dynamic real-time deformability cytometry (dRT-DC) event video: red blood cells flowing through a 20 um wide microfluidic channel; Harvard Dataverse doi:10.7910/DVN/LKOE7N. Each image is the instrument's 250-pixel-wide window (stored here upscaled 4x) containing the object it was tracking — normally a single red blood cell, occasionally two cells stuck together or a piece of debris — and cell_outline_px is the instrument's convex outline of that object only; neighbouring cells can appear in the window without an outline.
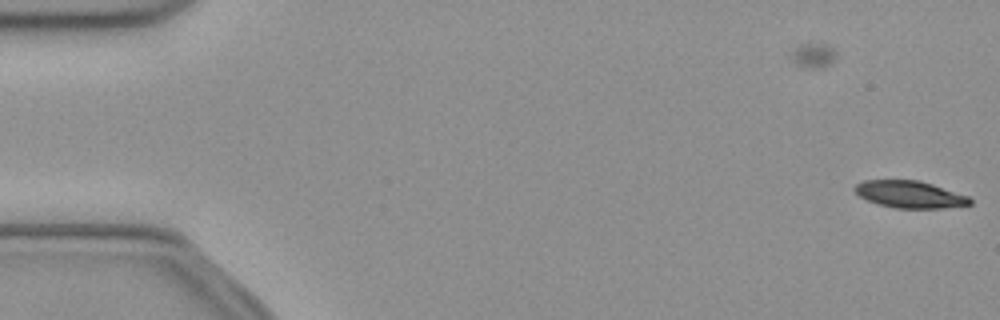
{"species": "common noctule bat (a hibernating species)", "species_latin": "Nyctalus noctula", "temperature_condition": "cold", "stored_images_in_passage": 6, "camera_frame_rate_fps": 3000, "um_per_image_px": 0.085, "animal": {"sex": "female", "body_mass_g": 21.9}, "frame": {"image": 1, "passage_image": 6, "time_ms": 1.667, "image_size_px": [1000, 320], "cell_outline_px": [[972, 204], [944, 208], [896, 208], [880, 204], [868, 200], [860, 196], [852, 188], [856, 184], [864, 180], [916, 180], [932, 184], [968, 196], [972, 200]], "centroid_in_image_um": [77.33, 16.52], "position_along_channel_um": 7.7, "area_um2": 17.98}}